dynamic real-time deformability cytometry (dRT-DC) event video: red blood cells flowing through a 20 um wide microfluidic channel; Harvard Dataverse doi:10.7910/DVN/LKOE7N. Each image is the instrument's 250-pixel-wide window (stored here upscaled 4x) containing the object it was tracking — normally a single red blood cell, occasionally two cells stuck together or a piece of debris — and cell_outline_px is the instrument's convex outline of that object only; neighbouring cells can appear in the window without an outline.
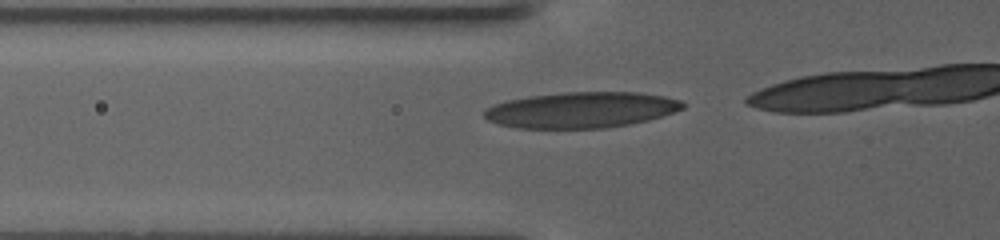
{"species": "human", "species_latin": "Homo sapiens", "temperature_condition": "warm", "stored_images_in_passage": 15, "camera_frame_rate_fps": 3000, "um_per_image_px": 0.085, "donor": {"sex": "female"}, "frame": {"image": 1, "passage_image": 11, "time_ms": 5.667, "image_size_px": [1000, 240], "cell_outline_px": [[684, 108], [648, 120], [628, 124], [604, 128], [520, 128], [500, 124], [488, 120], [484, 116], [484, 112], [492, 104], [508, 100], [528, 96], [564, 92], [640, 92], [664, 96], [680, 100], [684, 104]], "centroid_in_image_um": [49.4, 9.33], "position_along_channel_um": 76.4, "area_um2": 41.27}}
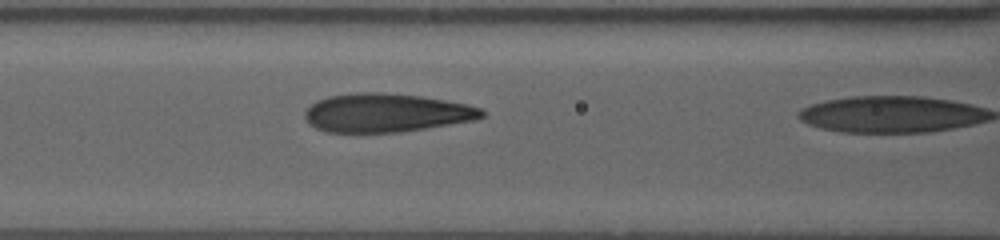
{"frame": {"image": 2, "passage_image": 14, "time_ms": 7.667, "image_size_px": [1000, 240], "cell_outline_px": [[484, 116], [476, 120], [400, 132], [328, 132], [316, 128], [304, 116], [304, 112], [316, 100], [328, 96], [356, 92], [380, 92], [420, 96], [468, 104], [480, 108], [484, 112]], "centroid_in_image_um": [32.83, 9.58], "position_along_channel_um": 133.8, "area_um2": 39.65}}